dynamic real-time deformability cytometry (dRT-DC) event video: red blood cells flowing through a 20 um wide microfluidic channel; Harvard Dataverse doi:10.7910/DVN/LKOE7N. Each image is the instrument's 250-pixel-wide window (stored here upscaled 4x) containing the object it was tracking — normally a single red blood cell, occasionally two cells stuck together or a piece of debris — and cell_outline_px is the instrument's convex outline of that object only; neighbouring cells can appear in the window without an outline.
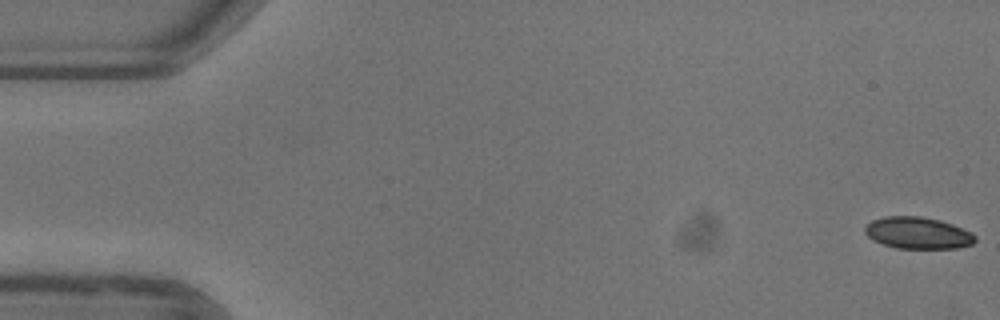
{"species": "common noctule bat (a hibernating species)", "species_latin": "Nyctalus noctula", "temperature_condition": "warm", "stored_images_in_passage": 7, "camera_frame_rate_fps": 3000, "um_per_image_px": 0.085, "animal": {"sex": "female"}, "frame": {"image": 1, "passage_image": 1, "time_ms": 0.0, "image_size_px": [1000, 320], "cell_outline_px": [[976, 240], [972, 244], [956, 248], [896, 248], [872, 240], [864, 232], [864, 224], [872, 220], [884, 216], [920, 216], [940, 220], [952, 224], [972, 232], [976, 236]], "centroid_in_image_um": [77.99, 19.79], "position_along_channel_um": 7.0, "area_um2": 20.52}}